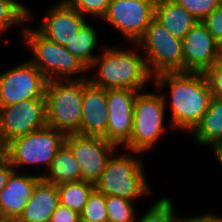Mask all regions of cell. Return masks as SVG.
Instances as JSON below:
<instances>
[{"label": "cell", "mask_w": 222, "mask_h": 222, "mask_svg": "<svg viewBox=\"0 0 222 222\" xmlns=\"http://www.w3.org/2000/svg\"><path fill=\"white\" fill-rule=\"evenodd\" d=\"M177 4L183 6L198 21L204 20L213 12L222 0H174Z\"/></svg>", "instance_id": "28"}, {"label": "cell", "mask_w": 222, "mask_h": 222, "mask_svg": "<svg viewBox=\"0 0 222 222\" xmlns=\"http://www.w3.org/2000/svg\"><path fill=\"white\" fill-rule=\"evenodd\" d=\"M153 79V85L162 92L165 104L170 103L171 129L191 133L201 122L212 98L211 87L205 73H163ZM166 86L169 87V101L166 100L168 96L162 91L164 88L168 90Z\"/></svg>", "instance_id": "1"}, {"label": "cell", "mask_w": 222, "mask_h": 222, "mask_svg": "<svg viewBox=\"0 0 222 222\" xmlns=\"http://www.w3.org/2000/svg\"><path fill=\"white\" fill-rule=\"evenodd\" d=\"M100 52H102L101 55H98L88 67V71L96 72L95 77L87 78L95 86L106 90L143 91L149 81H154L144 55L138 54L134 48L126 50L104 44Z\"/></svg>", "instance_id": "2"}, {"label": "cell", "mask_w": 222, "mask_h": 222, "mask_svg": "<svg viewBox=\"0 0 222 222\" xmlns=\"http://www.w3.org/2000/svg\"><path fill=\"white\" fill-rule=\"evenodd\" d=\"M1 222H13V221L3 219Z\"/></svg>", "instance_id": "37"}, {"label": "cell", "mask_w": 222, "mask_h": 222, "mask_svg": "<svg viewBox=\"0 0 222 222\" xmlns=\"http://www.w3.org/2000/svg\"><path fill=\"white\" fill-rule=\"evenodd\" d=\"M22 30L24 44L34 55L33 60L30 61L48 81L87 78L83 74L89 72L88 67L66 47L49 40L36 28L23 27ZM74 76L77 77L74 78Z\"/></svg>", "instance_id": "3"}, {"label": "cell", "mask_w": 222, "mask_h": 222, "mask_svg": "<svg viewBox=\"0 0 222 222\" xmlns=\"http://www.w3.org/2000/svg\"><path fill=\"white\" fill-rule=\"evenodd\" d=\"M48 80L29 60L0 74V106L45 97Z\"/></svg>", "instance_id": "11"}, {"label": "cell", "mask_w": 222, "mask_h": 222, "mask_svg": "<svg viewBox=\"0 0 222 222\" xmlns=\"http://www.w3.org/2000/svg\"><path fill=\"white\" fill-rule=\"evenodd\" d=\"M81 15L97 16L103 18L108 10L111 0H66Z\"/></svg>", "instance_id": "29"}, {"label": "cell", "mask_w": 222, "mask_h": 222, "mask_svg": "<svg viewBox=\"0 0 222 222\" xmlns=\"http://www.w3.org/2000/svg\"><path fill=\"white\" fill-rule=\"evenodd\" d=\"M174 203L170 198L163 197L153 203V206L138 218L136 222H177Z\"/></svg>", "instance_id": "27"}, {"label": "cell", "mask_w": 222, "mask_h": 222, "mask_svg": "<svg viewBox=\"0 0 222 222\" xmlns=\"http://www.w3.org/2000/svg\"><path fill=\"white\" fill-rule=\"evenodd\" d=\"M157 0H111L102 18L132 43L144 35L155 17Z\"/></svg>", "instance_id": "9"}, {"label": "cell", "mask_w": 222, "mask_h": 222, "mask_svg": "<svg viewBox=\"0 0 222 222\" xmlns=\"http://www.w3.org/2000/svg\"><path fill=\"white\" fill-rule=\"evenodd\" d=\"M129 154L117 155L114 152L108 159L105 170L94 184L95 189L104 195L119 196L134 201L143 195H148L149 187L143 163L130 151ZM117 155V156H115Z\"/></svg>", "instance_id": "5"}, {"label": "cell", "mask_w": 222, "mask_h": 222, "mask_svg": "<svg viewBox=\"0 0 222 222\" xmlns=\"http://www.w3.org/2000/svg\"><path fill=\"white\" fill-rule=\"evenodd\" d=\"M80 221L108 222L105 195L95 188L90 193L87 203L80 213Z\"/></svg>", "instance_id": "26"}, {"label": "cell", "mask_w": 222, "mask_h": 222, "mask_svg": "<svg viewBox=\"0 0 222 222\" xmlns=\"http://www.w3.org/2000/svg\"><path fill=\"white\" fill-rule=\"evenodd\" d=\"M177 222H222V216L217 215V213H207V215L205 214L195 217H178Z\"/></svg>", "instance_id": "33"}, {"label": "cell", "mask_w": 222, "mask_h": 222, "mask_svg": "<svg viewBox=\"0 0 222 222\" xmlns=\"http://www.w3.org/2000/svg\"><path fill=\"white\" fill-rule=\"evenodd\" d=\"M60 204L56 185L41 178L22 214L15 222H50L51 215Z\"/></svg>", "instance_id": "18"}, {"label": "cell", "mask_w": 222, "mask_h": 222, "mask_svg": "<svg viewBox=\"0 0 222 222\" xmlns=\"http://www.w3.org/2000/svg\"><path fill=\"white\" fill-rule=\"evenodd\" d=\"M14 170L9 159L0 163V191L6 186L8 178Z\"/></svg>", "instance_id": "34"}, {"label": "cell", "mask_w": 222, "mask_h": 222, "mask_svg": "<svg viewBox=\"0 0 222 222\" xmlns=\"http://www.w3.org/2000/svg\"><path fill=\"white\" fill-rule=\"evenodd\" d=\"M84 79L51 80L45 91L46 124L65 135L79 133Z\"/></svg>", "instance_id": "4"}, {"label": "cell", "mask_w": 222, "mask_h": 222, "mask_svg": "<svg viewBox=\"0 0 222 222\" xmlns=\"http://www.w3.org/2000/svg\"><path fill=\"white\" fill-rule=\"evenodd\" d=\"M154 88V92L140 91L135 98L133 131L125 150L143 154L155 146L166 130L163 123L167 105L162 93Z\"/></svg>", "instance_id": "6"}, {"label": "cell", "mask_w": 222, "mask_h": 222, "mask_svg": "<svg viewBox=\"0 0 222 222\" xmlns=\"http://www.w3.org/2000/svg\"><path fill=\"white\" fill-rule=\"evenodd\" d=\"M173 36L183 39L199 21L174 0H157L155 17Z\"/></svg>", "instance_id": "19"}, {"label": "cell", "mask_w": 222, "mask_h": 222, "mask_svg": "<svg viewBox=\"0 0 222 222\" xmlns=\"http://www.w3.org/2000/svg\"><path fill=\"white\" fill-rule=\"evenodd\" d=\"M135 46L143 50L153 77L163 73L183 72L182 39L173 36L155 18Z\"/></svg>", "instance_id": "7"}, {"label": "cell", "mask_w": 222, "mask_h": 222, "mask_svg": "<svg viewBox=\"0 0 222 222\" xmlns=\"http://www.w3.org/2000/svg\"><path fill=\"white\" fill-rule=\"evenodd\" d=\"M9 143L5 137L0 133V163L8 160Z\"/></svg>", "instance_id": "35"}, {"label": "cell", "mask_w": 222, "mask_h": 222, "mask_svg": "<svg viewBox=\"0 0 222 222\" xmlns=\"http://www.w3.org/2000/svg\"><path fill=\"white\" fill-rule=\"evenodd\" d=\"M107 90L84 79L80 134L107 140Z\"/></svg>", "instance_id": "16"}, {"label": "cell", "mask_w": 222, "mask_h": 222, "mask_svg": "<svg viewBox=\"0 0 222 222\" xmlns=\"http://www.w3.org/2000/svg\"><path fill=\"white\" fill-rule=\"evenodd\" d=\"M191 133L199 145L213 148L222 143V99L212 96L201 122Z\"/></svg>", "instance_id": "20"}, {"label": "cell", "mask_w": 222, "mask_h": 222, "mask_svg": "<svg viewBox=\"0 0 222 222\" xmlns=\"http://www.w3.org/2000/svg\"><path fill=\"white\" fill-rule=\"evenodd\" d=\"M98 36L93 26L87 22L79 29L76 36L65 47L80 59L87 67L96 59L97 55L92 54L97 48Z\"/></svg>", "instance_id": "22"}, {"label": "cell", "mask_w": 222, "mask_h": 222, "mask_svg": "<svg viewBox=\"0 0 222 222\" xmlns=\"http://www.w3.org/2000/svg\"><path fill=\"white\" fill-rule=\"evenodd\" d=\"M212 151L214 152L215 157L218 159V162L222 166V143L215 145L212 148Z\"/></svg>", "instance_id": "36"}, {"label": "cell", "mask_w": 222, "mask_h": 222, "mask_svg": "<svg viewBox=\"0 0 222 222\" xmlns=\"http://www.w3.org/2000/svg\"><path fill=\"white\" fill-rule=\"evenodd\" d=\"M202 22L214 38L222 45V3L202 20Z\"/></svg>", "instance_id": "31"}, {"label": "cell", "mask_w": 222, "mask_h": 222, "mask_svg": "<svg viewBox=\"0 0 222 222\" xmlns=\"http://www.w3.org/2000/svg\"><path fill=\"white\" fill-rule=\"evenodd\" d=\"M52 5L45 14V19L37 30L49 40L66 46L86 23L83 15L74 9L66 0Z\"/></svg>", "instance_id": "15"}, {"label": "cell", "mask_w": 222, "mask_h": 222, "mask_svg": "<svg viewBox=\"0 0 222 222\" xmlns=\"http://www.w3.org/2000/svg\"><path fill=\"white\" fill-rule=\"evenodd\" d=\"M31 20L33 21L34 17L22 3L17 0H0V33Z\"/></svg>", "instance_id": "24"}, {"label": "cell", "mask_w": 222, "mask_h": 222, "mask_svg": "<svg viewBox=\"0 0 222 222\" xmlns=\"http://www.w3.org/2000/svg\"><path fill=\"white\" fill-rule=\"evenodd\" d=\"M183 72L205 73L222 57V45L199 21L182 39Z\"/></svg>", "instance_id": "13"}, {"label": "cell", "mask_w": 222, "mask_h": 222, "mask_svg": "<svg viewBox=\"0 0 222 222\" xmlns=\"http://www.w3.org/2000/svg\"><path fill=\"white\" fill-rule=\"evenodd\" d=\"M64 143L70 148L81 170V180L96 183L108 159L118 147L100 136L67 134Z\"/></svg>", "instance_id": "10"}, {"label": "cell", "mask_w": 222, "mask_h": 222, "mask_svg": "<svg viewBox=\"0 0 222 222\" xmlns=\"http://www.w3.org/2000/svg\"><path fill=\"white\" fill-rule=\"evenodd\" d=\"M134 201L119 196L105 195L108 222H136Z\"/></svg>", "instance_id": "25"}, {"label": "cell", "mask_w": 222, "mask_h": 222, "mask_svg": "<svg viewBox=\"0 0 222 222\" xmlns=\"http://www.w3.org/2000/svg\"><path fill=\"white\" fill-rule=\"evenodd\" d=\"M50 222H80V214L59 204L52 213Z\"/></svg>", "instance_id": "32"}, {"label": "cell", "mask_w": 222, "mask_h": 222, "mask_svg": "<svg viewBox=\"0 0 222 222\" xmlns=\"http://www.w3.org/2000/svg\"><path fill=\"white\" fill-rule=\"evenodd\" d=\"M57 188L60 204L71 210L77 211L80 214L95 186L94 183L81 180L62 183L58 185Z\"/></svg>", "instance_id": "23"}, {"label": "cell", "mask_w": 222, "mask_h": 222, "mask_svg": "<svg viewBox=\"0 0 222 222\" xmlns=\"http://www.w3.org/2000/svg\"><path fill=\"white\" fill-rule=\"evenodd\" d=\"M46 125L45 97L0 106V133L8 143Z\"/></svg>", "instance_id": "12"}, {"label": "cell", "mask_w": 222, "mask_h": 222, "mask_svg": "<svg viewBox=\"0 0 222 222\" xmlns=\"http://www.w3.org/2000/svg\"><path fill=\"white\" fill-rule=\"evenodd\" d=\"M65 134L48 125L9 142L8 159L16 171L23 166L45 165L47 169L64 144Z\"/></svg>", "instance_id": "8"}, {"label": "cell", "mask_w": 222, "mask_h": 222, "mask_svg": "<svg viewBox=\"0 0 222 222\" xmlns=\"http://www.w3.org/2000/svg\"><path fill=\"white\" fill-rule=\"evenodd\" d=\"M41 177L53 185L81 181V170L70 148L64 143L57 151L49 169Z\"/></svg>", "instance_id": "21"}, {"label": "cell", "mask_w": 222, "mask_h": 222, "mask_svg": "<svg viewBox=\"0 0 222 222\" xmlns=\"http://www.w3.org/2000/svg\"><path fill=\"white\" fill-rule=\"evenodd\" d=\"M205 75L210 84L212 96L222 99V57L205 72Z\"/></svg>", "instance_id": "30"}, {"label": "cell", "mask_w": 222, "mask_h": 222, "mask_svg": "<svg viewBox=\"0 0 222 222\" xmlns=\"http://www.w3.org/2000/svg\"><path fill=\"white\" fill-rule=\"evenodd\" d=\"M41 175H22L14 170L0 191V215L5 220L15 222L31 199L36 183Z\"/></svg>", "instance_id": "17"}, {"label": "cell", "mask_w": 222, "mask_h": 222, "mask_svg": "<svg viewBox=\"0 0 222 222\" xmlns=\"http://www.w3.org/2000/svg\"><path fill=\"white\" fill-rule=\"evenodd\" d=\"M139 92L130 89L107 90V141L118 148L130 141L134 122V101Z\"/></svg>", "instance_id": "14"}]
</instances>
